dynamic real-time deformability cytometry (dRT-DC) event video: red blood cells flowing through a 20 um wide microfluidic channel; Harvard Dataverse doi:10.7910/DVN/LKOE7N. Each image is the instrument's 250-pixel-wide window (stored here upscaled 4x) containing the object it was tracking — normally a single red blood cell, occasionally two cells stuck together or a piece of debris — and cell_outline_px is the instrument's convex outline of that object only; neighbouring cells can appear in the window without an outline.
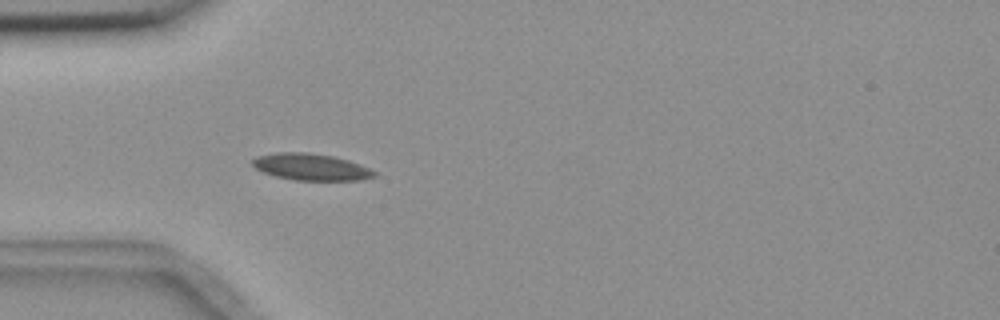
{"species": "common noctule bat (a hibernating species)", "species_latin": "Nyctalus noctula", "temperature_condition": "room temperature", "stored_images_in_passage": 3, "camera_frame_rate_fps": 3000, "um_per_image_px": 0.085, "animal": {"sex": "female", "body_mass_g": 18.4}, "frame": {"image": 1, "passage_image": 3, "time_ms": 3.333, "image_size_px": [1000, 320], "cell_outline_px": [[376, 176], [360, 180], [292, 180], [276, 176], [264, 172], [256, 168], [252, 164], [252, 160], [256, 156], [280, 152], [304, 152], [332, 156], [348, 160], [360, 164], [376, 172]], "centroid_in_image_um": [26.43, 14.19], "position_along_channel_um": 58.6, "area_um2": 18.79}}